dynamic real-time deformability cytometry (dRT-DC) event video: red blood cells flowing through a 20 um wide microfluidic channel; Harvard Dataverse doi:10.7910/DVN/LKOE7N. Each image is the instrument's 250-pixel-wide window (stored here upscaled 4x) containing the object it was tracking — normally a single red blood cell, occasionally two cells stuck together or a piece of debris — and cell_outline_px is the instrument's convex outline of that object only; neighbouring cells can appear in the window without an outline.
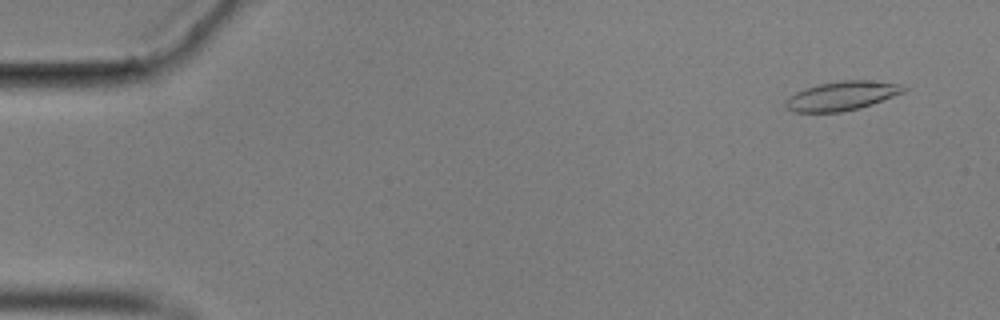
{"species": "common noctule bat (a hibernating species)", "species_latin": "Nyctalus noctula", "temperature_condition": "cold", "stored_images_in_passage": 57, "camera_frame_rate_fps": 3000, "um_per_image_px": 0.085, "animal": {"sex": "male", "body_mass_g": 17.9}, "frame": {"image": 1, "passage_image": 4, "time_ms": 1.0, "image_size_px": [1000, 320], "cell_outline_px": [[908, 88], [904, 92], [872, 104], [860, 108], [840, 112], [792, 112], [784, 104], [784, 100], [796, 92], [804, 88], [820, 84], [840, 80], [864, 80], [900, 84]], "centroid_in_image_um": [71.54, 8.15], "position_along_channel_um": 13.5, "area_um2": 19.94}}
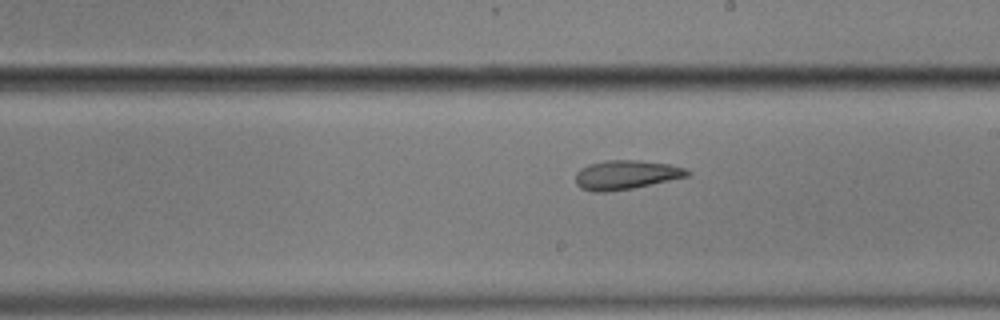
{"frame": {"image": 2, "passage_image": 33, "time_ms": 10.667, "image_size_px": [1000, 320], "cell_outline_px": [[692, 172], [688, 176], [632, 188], [608, 192], [592, 192], [580, 188], [576, 184], [576, 172], [580, 168], [588, 164], [608, 160], [636, 160], [668, 164], [688, 168]], "centroid_in_image_um": [53.19, 14.86], "position_along_channel_um": 235.8, "area_um2": 19.02}}
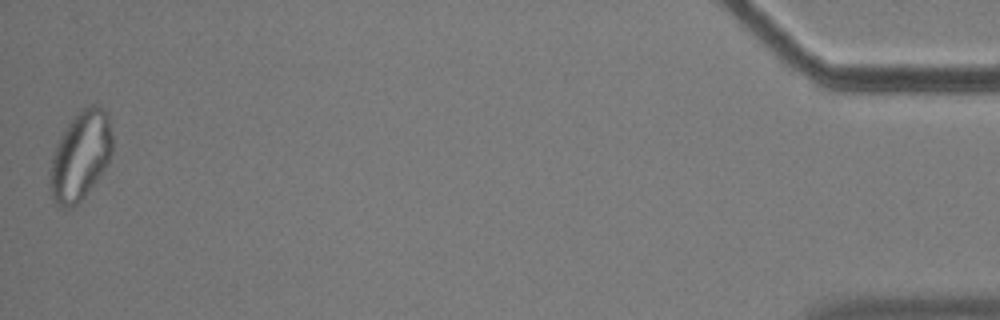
{"frame": {"image": 3, "passage_image": 57, "time_ms": 18.667, "image_size_px": [1000, 320], "cell_outline_px": [[112, 152], [104, 168], [96, 180], [84, 196], [76, 204], [68, 208], [60, 208], [52, 200], [48, 184], [52, 156], [56, 144], [60, 136], [68, 124], [88, 104], [100, 104], [108, 112], [112, 136]], "centroid_in_image_um": [6.82, 13.24], "position_along_channel_um": 428.4, "area_um2": 32.31}, "authors_computed_cell_mechanics": {"area_um2": 20.1144, "velocity_mm_per_s": 3.5052, "shape_relaxation_time_tau1_ms": null, "shape_relaxation_time_tau2_ms": 4.6677, "deformation_change_tau1": null, "deformation_change_tau2": 0.1131}}